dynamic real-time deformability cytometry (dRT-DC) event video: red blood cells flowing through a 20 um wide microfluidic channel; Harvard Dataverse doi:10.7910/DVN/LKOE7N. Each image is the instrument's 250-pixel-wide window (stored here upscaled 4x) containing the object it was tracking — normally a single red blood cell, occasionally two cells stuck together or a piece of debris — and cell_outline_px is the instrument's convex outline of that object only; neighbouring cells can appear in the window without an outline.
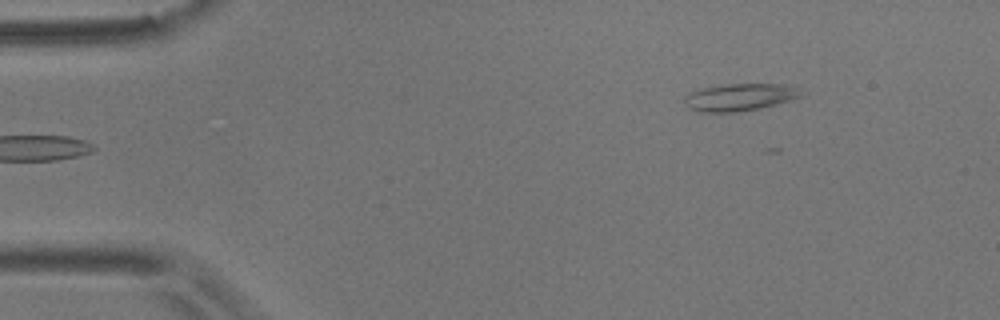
{"species": "common noctule bat (a hibernating species)", "species_latin": "Nyctalus noctula", "temperature_condition": "room temperature", "stored_images_in_passage": 2, "camera_frame_rate_fps": 3000, "um_per_image_px": 0.085, "animal": {"sex": "male", "body_mass_g": 17.9}, "frame": {"image": 1, "passage_image": 2, "time_ms": 1.0, "image_size_px": [1000, 320], "cell_outline_px": [[804, 96], [776, 104], [760, 108], [736, 112], [700, 112], [688, 108], [684, 104], [684, 96], [688, 92], [700, 88], [728, 84], [780, 84], [796, 88]], "centroid_in_image_um": [62.8, 8.27], "position_along_channel_um": 22.2, "area_um2": 18.55}}